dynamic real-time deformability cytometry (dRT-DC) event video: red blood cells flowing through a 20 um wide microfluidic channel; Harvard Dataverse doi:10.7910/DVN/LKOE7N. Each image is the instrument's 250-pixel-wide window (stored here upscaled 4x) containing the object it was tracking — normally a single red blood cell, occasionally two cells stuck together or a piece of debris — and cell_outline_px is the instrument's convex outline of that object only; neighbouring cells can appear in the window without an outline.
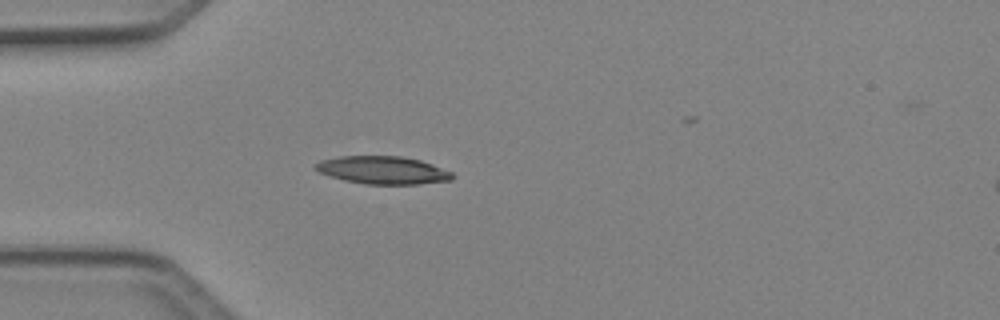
{"species": "Egyptian fruit bat (a non-hibernating species)", "species_latin": "Rousettus aegyptiacus", "temperature_condition": "cold", "stored_images_in_passage": 36, "camera_frame_rate_fps": 3000, "um_per_image_px": 0.085, "animal": {"sex": "female"}, "frame": {"image": 1, "passage_image": 7, "time_ms": 2.0, "image_size_px": [1000, 320], "cell_outline_px": [[456, 176], [452, 180], [416, 184], [364, 184], [344, 180], [320, 172], [312, 168], [320, 160], [340, 156], [400, 156], [420, 160], [432, 164], [452, 172]], "centroid_in_image_um": [32.55, 14.46], "position_along_channel_um": 52.4, "area_um2": 22.14}}
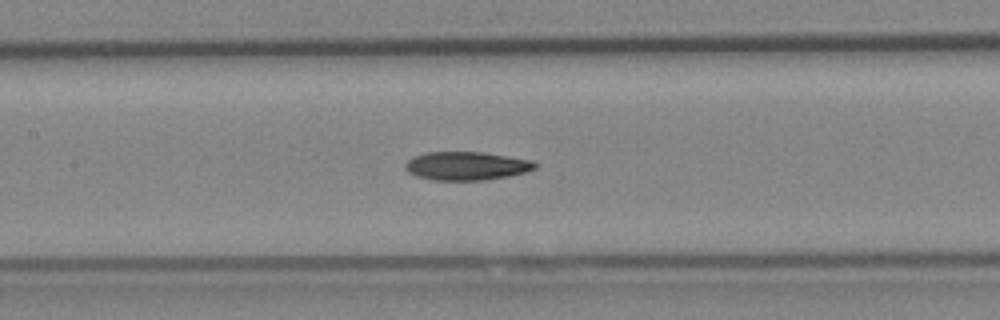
{"frame": {"image": 2, "passage_image": 16, "time_ms": 5.0, "image_size_px": [1000, 320], "cell_outline_px": [[540, 164], [536, 168], [528, 172], [508, 176], [484, 180], [436, 180], [416, 176], [408, 172], [404, 168], [404, 164], [412, 156], [428, 152], [480, 152], [532, 160]], "centroid_in_image_um": [39.66, 14.1], "position_along_channel_um": 167.7, "area_um2": 21.62}}
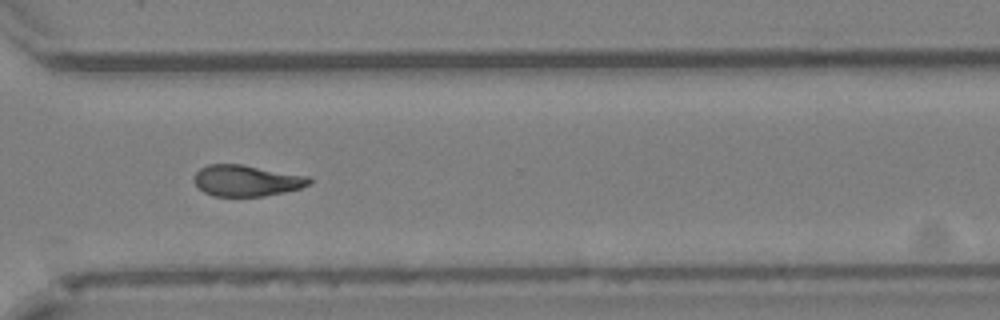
{"frame": {"image": 3, "passage_image": 29, "time_ms": 9.333, "image_size_px": [1000, 320], "cell_outline_px": [[312, 180], [308, 184], [300, 188], [284, 192], [264, 196], [212, 196], [204, 192], [196, 184], [196, 172], [200, 168], [208, 164], [240, 164], [312, 176]], "centroid_in_image_um": [21.0, 15.35], "position_along_channel_um": 349.6, "area_um2": 20.87}}